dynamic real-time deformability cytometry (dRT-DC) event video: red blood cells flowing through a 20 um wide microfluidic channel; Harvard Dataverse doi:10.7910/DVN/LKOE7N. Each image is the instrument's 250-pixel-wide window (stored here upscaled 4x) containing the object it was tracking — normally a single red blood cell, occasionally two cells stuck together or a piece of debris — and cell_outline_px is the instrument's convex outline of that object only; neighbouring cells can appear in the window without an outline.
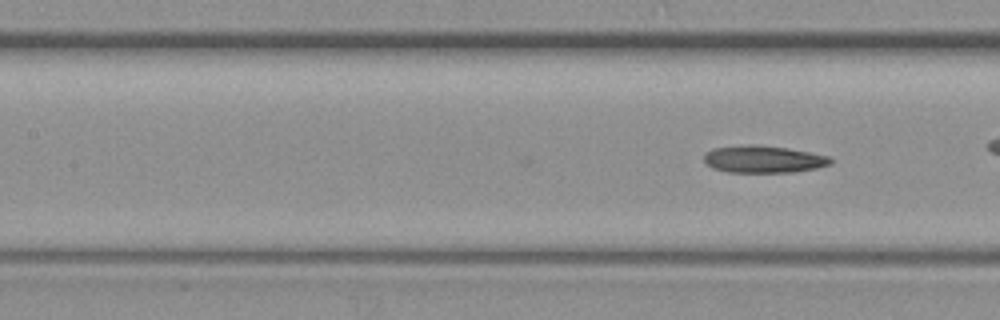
{"species": "common noctule bat (a hibernating species)", "species_latin": "Nyctalus noctula", "temperature_condition": "warm", "stored_images_in_passage": 10, "camera_frame_rate_fps": 3000, "um_per_image_px": 0.085, "animal": {"sex": "female", "body_mass_g": 19.3, "forearm_length_mm": 54.1}, "frame": {"image": 1, "passage_image": 10, "time_ms": 3.0, "image_size_px": [1000, 320], "cell_outline_px": [[832, 164], [816, 168], [796, 172], [728, 172], [712, 168], [704, 160], [704, 152], [712, 148], [748, 144], [752, 144], [788, 148], [832, 156]], "centroid_in_image_um": [64.91, 13.53], "position_along_channel_um": 142.5, "area_um2": 20.29}}